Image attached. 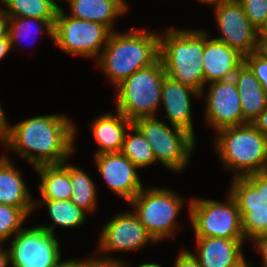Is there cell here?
Wrapping results in <instances>:
<instances>
[{
  "label": "cell",
  "instance_id": "obj_18",
  "mask_svg": "<svg viewBox=\"0 0 267 267\" xmlns=\"http://www.w3.org/2000/svg\"><path fill=\"white\" fill-rule=\"evenodd\" d=\"M195 240L197 253L193 255L201 267H231L244 257L242 248L246 239L196 237Z\"/></svg>",
  "mask_w": 267,
  "mask_h": 267
},
{
  "label": "cell",
  "instance_id": "obj_30",
  "mask_svg": "<svg viewBox=\"0 0 267 267\" xmlns=\"http://www.w3.org/2000/svg\"><path fill=\"white\" fill-rule=\"evenodd\" d=\"M249 21L259 32H267V0H238Z\"/></svg>",
  "mask_w": 267,
  "mask_h": 267
},
{
  "label": "cell",
  "instance_id": "obj_42",
  "mask_svg": "<svg viewBox=\"0 0 267 267\" xmlns=\"http://www.w3.org/2000/svg\"><path fill=\"white\" fill-rule=\"evenodd\" d=\"M244 256L240 261H238L236 264L232 265L231 267H252V262H248ZM247 261V262H246Z\"/></svg>",
  "mask_w": 267,
  "mask_h": 267
},
{
  "label": "cell",
  "instance_id": "obj_13",
  "mask_svg": "<svg viewBox=\"0 0 267 267\" xmlns=\"http://www.w3.org/2000/svg\"><path fill=\"white\" fill-rule=\"evenodd\" d=\"M213 8L215 23L221 32V36L214 39L243 56L255 51L259 31L249 21L242 4L238 0H225Z\"/></svg>",
  "mask_w": 267,
  "mask_h": 267
},
{
  "label": "cell",
  "instance_id": "obj_19",
  "mask_svg": "<svg viewBox=\"0 0 267 267\" xmlns=\"http://www.w3.org/2000/svg\"><path fill=\"white\" fill-rule=\"evenodd\" d=\"M34 201L21 175L8 157L1 154L0 157V204L21 208L27 215L34 209Z\"/></svg>",
  "mask_w": 267,
  "mask_h": 267
},
{
  "label": "cell",
  "instance_id": "obj_31",
  "mask_svg": "<svg viewBox=\"0 0 267 267\" xmlns=\"http://www.w3.org/2000/svg\"><path fill=\"white\" fill-rule=\"evenodd\" d=\"M243 63L255 75L267 94V59L253 51L251 54L243 56Z\"/></svg>",
  "mask_w": 267,
  "mask_h": 267
},
{
  "label": "cell",
  "instance_id": "obj_20",
  "mask_svg": "<svg viewBox=\"0 0 267 267\" xmlns=\"http://www.w3.org/2000/svg\"><path fill=\"white\" fill-rule=\"evenodd\" d=\"M90 125L93 138L98 145V151L94 155H99L121 151L125 134L132 126V121L116 111L114 114H100Z\"/></svg>",
  "mask_w": 267,
  "mask_h": 267
},
{
  "label": "cell",
  "instance_id": "obj_24",
  "mask_svg": "<svg viewBox=\"0 0 267 267\" xmlns=\"http://www.w3.org/2000/svg\"><path fill=\"white\" fill-rule=\"evenodd\" d=\"M46 206L53 224L39 225L48 232L56 234L54 229L58 225L63 228H75L83 225L86 221L87 212L79 208L71 200L38 199L34 206Z\"/></svg>",
  "mask_w": 267,
  "mask_h": 267
},
{
  "label": "cell",
  "instance_id": "obj_17",
  "mask_svg": "<svg viewBox=\"0 0 267 267\" xmlns=\"http://www.w3.org/2000/svg\"><path fill=\"white\" fill-rule=\"evenodd\" d=\"M208 34L204 31V84L232 79L243 64V55L221 41L209 39Z\"/></svg>",
  "mask_w": 267,
  "mask_h": 267
},
{
  "label": "cell",
  "instance_id": "obj_36",
  "mask_svg": "<svg viewBox=\"0 0 267 267\" xmlns=\"http://www.w3.org/2000/svg\"><path fill=\"white\" fill-rule=\"evenodd\" d=\"M267 137V108H265L251 123Z\"/></svg>",
  "mask_w": 267,
  "mask_h": 267
},
{
  "label": "cell",
  "instance_id": "obj_29",
  "mask_svg": "<svg viewBox=\"0 0 267 267\" xmlns=\"http://www.w3.org/2000/svg\"><path fill=\"white\" fill-rule=\"evenodd\" d=\"M28 215L19 207L0 204V244L12 238L19 230Z\"/></svg>",
  "mask_w": 267,
  "mask_h": 267
},
{
  "label": "cell",
  "instance_id": "obj_26",
  "mask_svg": "<svg viewBox=\"0 0 267 267\" xmlns=\"http://www.w3.org/2000/svg\"><path fill=\"white\" fill-rule=\"evenodd\" d=\"M71 201L84 211L91 212L97 206L96 184L83 169L70 164Z\"/></svg>",
  "mask_w": 267,
  "mask_h": 267
},
{
  "label": "cell",
  "instance_id": "obj_28",
  "mask_svg": "<svg viewBox=\"0 0 267 267\" xmlns=\"http://www.w3.org/2000/svg\"><path fill=\"white\" fill-rule=\"evenodd\" d=\"M54 25L55 21H46L31 17H10L8 37L12 50L16 48L15 45H18L21 40L27 39L29 35L31 37L32 31L38 34L46 32L54 40ZM36 27H38L37 30Z\"/></svg>",
  "mask_w": 267,
  "mask_h": 267
},
{
  "label": "cell",
  "instance_id": "obj_41",
  "mask_svg": "<svg viewBox=\"0 0 267 267\" xmlns=\"http://www.w3.org/2000/svg\"><path fill=\"white\" fill-rule=\"evenodd\" d=\"M12 50L9 37L0 40V61Z\"/></svg>",
  "mask_w": 267,
  "mask_h": 267
},
{
  "label": "cell",
  "instance_id": "obj_25",
  "mask_svg": "<svg viewBox=\"0 0 267 267\" xmlns=\"http://www.w3.org/2000/svg\"><path fill=\"white\" fill-rule=\"evenodd\" d=\"M1 9L9 17H31L56 21L60 5L58 0H0Z\"/></svg>",
  "mask_w": 267,
  "mask_h": 267
},
{
  "label": "cell",
  "instance_id": "obj_32",
  "mask_svg": "<svg viewBox=\"0 0 267 267\" xmlns=\"http://www.w3.org/2000/svg\"><path fill=\"white\" fill-rule=\"evenodd\" d=\"M122 260L106 259L100 256L86 258V267H130V263H126Z\"/></svg>",
  "mask_w": 267,
  "mask_h": 267
},
{
  "label": "cell",
  "instance_id": "obj_23",
  "mask_svg": "<svg viewBox=\"0 0 267 267\" xmlns=\"http://www.w3.org/2000/svg\"><path fill=\"white\" fill-rule=\"evenodd\" d=\"M67 160L59 165H42L35 168L39 175L38 188L42 199L70 200V164Z\"/></svg>",
  "mask_w": 267,
  "mask_h": 267
},
{
  "label": "cell",
  "instance_id": "obj_6",
  "mask_svg": "<svg viewBox=\"0 0 267 267\" xmlns=\"http://www.w3.org/2000/svg\"><path fill=\"white\" fill-rule=\"evenodd\" d=\"M185 201L169 188H143L128 204L134 214L158 243L166 238H175L180 214Z\"/></svg>",
  "mask_w": 267,
  "mask_h": 267
},
{
  "label": "cell",
  "instance_id": "obj_37",
  "mask_svg": "<svg viewBox=\"0 0 267 267\" xmlns=\"http://www.w3.org/2000/svg\"><path fill=\"white\" fill-rule=\"evenodd\" d=\"M255 52L267 59V32H259Z\"/></svg>",
  "mask_w": 267,
  "mask_h": 267
},
{
  "label": "cell",
  "instance_id": "obj_8",
  "mask_svg": "<svg viewBox=\"0 0 267 267\" xmlns=\"http://www.w3.org/2000/svg\"><path fill=\"white\" fill-rule=\"evenodd\" d=\"M225 202L192 198L189 201V220L195 237L245 239L242 218L237 202L229 193Z\"/></svg>",
  "mask_w": 267,
  "mask_h": 267
},
{
  "label": "cell",
  "instance_id": "obj_44",
  "mask_svg": "<svg viewBox=\"0 0 267 267\" xmlns=\"http://www.w3.org/2000/svg\"><path fill=\"white\" fill-rule=\"evenodd\" d=\"M137 267H162L161 264L159 263H143V264H140L139 266Z\"/></svg>",
  "mask_w": 267,
  "mask_h": 267
},
{
  "label": "cell",
  "instance_id": "obj_22",
  "mask_svg": "<svg viewBox=\"0 0 267 267\" xmlns=\"http://www.w3.org/2000/svg\"><path fill=\"white\" fill-rule=\"evenodd\" d=\"M233 79L240 95L243 124L252 123L267 108V94L255 75L244 63L237 69Z\"/></svg>",
  "mask_w": 267,
  "mask_h": 267
},
{
  "label": "cell",
  "instance_id": "obj_35",
  "mask_svg": "<svg viewBox=\"0 0 267 267\" xmlns=\"http://www.w3.org/2000/svg\"><path fill=\"white\" fill-rule=\"evenodd\" d=\"M8 123L4 109L0 104V144H2L9 135L11 126Z\"/></svg>",
  "mask_w": 267,
  "mask_h": 267
},
{
  "label": "cell",
  "instance_id": "obj_4",
  "mask_svg": "<svg viewBox=\"0 0 267 267\" xmlns=\"http://www.w3.org/2000/svg\"><path fill=\"white\" fill-rule=\"evenodd\" d=\"M215 132L214 148L233 178L267 171V137L251 123Z\"/></svg>",
  "mask_w": 267,
  "mask_h": 267
},
{
  "label": "cell",
  "instance_id": "obj_5",
  "mask_svg": "<svg viewBox=\"0 0 267 267\" xmlns=\"http://www.w3.org/2000/svg\"><path fill=\"white\" fill-rule=\"evenodd\" d=\"M166 76L159 58L154 64L142 68L116 87V110L132 122L141 117L156 116L161 103L162 85Z\"/></svg>",
  "mask_w": 267,
  "mask_h": 267
},
{
  "label": "cell",
  "instance_id": "obj_12",
  "mask_svg": "<svg viewBox=\"0 0 267 267\" xmlns=\"http://www.w3.org/2000/svg\"><path fill=\"white\" fill-rule=\"evenodd\" d=\"M152 242L157 244L134 212L128 210L116 214L103 226L95 253H100L98 256L102 258L119 260L106 253L141 250Z\"/></svg>",
  "mask_w": 267,
  "mask_h": 267
},
{
  "label": "cell",
  "instance_id": "obj_15",
  "mask_svg": "<svg viewBox=\"0 0 267 267\" xmlns=\"http://www.w3.org/2000/svg\"><path fill=\"white\" fill-rule=\"evenodd\" d=\"M93 159L106 185L128 203L145 187L139 169L121 152L94 155Z\"/></svg>",
  "mask_w": 267,
  "mask_h": 267
},
{
  "label": "cell",
  "instance_id": "obj_9",
  "mask_svg": "<svg viewBox=\"0 0 267 267\" xmlns=\"http://www.w3.org/2000/svg\"><path fill=\"white\" fill-rule=\"evenodd\" d=\"M112 31L97 22L67 15L60 7L54 25V43L67 54L97 60Z\"/></svg>",
  "mask_w": 267,
  "mask_h": 267
},
{
  "label": "cell",
  "instance_id": "obj_39",
  "mask_svg": "<svg viewBox=\"0 0 267 267\" xmlns=\"http://www.w3.org/2000/svg\"><path fill=\"white\" fill-rule=\"evenodd\" d=\"M56 267H86V258L85 259H68L66 261L59 260Z\"/></svg>",
  "mask_w": 267,
  "mask_h": 267
},
{
  "label": "cell",
  "instance_id": "obj_10",
  "mask_svg": "<svg viewBox=\"0 0 267 267\" xmlns=\"http://www.w3.org/2000/svg\"><path fill=\"white\" fill-rule=\"evenodd\" d=\"M231 181L228 190L237 202L245 239L267 234V171Z\"/></svg>",
  "mask_w": 267,
  "mask_h": 267
},
{
  "label": "cell",
  "instance_id": "obj_16",
  "mask_svg": "<svg viewBox=\"0 0 267 267\" xmlns=\"http://www.w3.org/2000/svg\"><path fill=\"white\" fill-rule=\"evenodd\" d=\"M201 97V93L193 87L165 76L162 85L161 103L165 109V119L170 125L185 129L195 137L192 120L191 97Z\"/></svg>",
  "mask_w": 267,
  "mask_h": 267
},
{
  "label": "cell",
  "instance_id": "obj_40",
  "mask_svg": "<svg viewBox=\"0 0 267 267\" xmlns=\"http://www.w3.org/2000/svg\"><path fill=\"white\" fill-rule=\"evenodd\" d=\"M10 257L8 248L5 249L4 244H0V267H10Z\"/></svg>",
  "mask_w": 267,
  "mask_h": 267
},
{
  "label": "cell",
  "instance_id": "obj_2",
  "mask_svg": "<svg viewBox=\"0 0 267 267\" xmlns=\"http://www.w3.org/2000/svg\"><path fill=\"white\" fill-rule=\"evenodd\" d=\"M160 33L132 27L127 33L113 31L95 61L116 87L121 81L159 59Z\"/></svg>",
  "mask_w": 267,
  "mask_h": 267
},
{
  "label": "cell",
  "instance_id": "obj_43",
  "mask_svg": "<svg viewBox=\"0 0 267 267\" xmlns=\"http://www.w3.org/2000/svg\"><path fill=\"white\" fill-rule=\"evenodd\" d=\"M197 1H199V2H201V3H205V4H210V5H213V7L214 6H216L217 4H219L220 2H222V1H225V0H197Z\"/></svg>",
  "mask_w": 267,
  "mask_h": 267
},
{
  "label": "cell",
  "instance_id": "obj_34",
  "mask_svg": "<svg viewBox=\"0 0 267 267\" xmlns=\"http://www.w3.org/2000/svg\"><path fill=\"white\" fill-rule=\"evenodd\" d=\"M252 242L261 254L262 266L267 267V234L255 237Z\"/></svg>",
  "mask_w": 267,
  "mask_h": 267
},
{
  "label": "cell",
  "instance_id": "obj_3",
  "mask_svg": "<svg viewBox=\"0 0 267 267\" xmlns=\"http://www.w3.org/2000/svg\"><path fill=\"white\" fill-rule=\"evenodd\" d=\"M204 30L165 28L160 32V53L165 73L171 79L205 94Z\"/></svg>",
  "mask_w": 267,
  "mask_h": 267
},
{
  "label": "cell",
  "instance_id": "obj_38",
  "mask_svg": "<svg viewBox=\"0 0 267 267\" xmlns=\"http://www.w3.org/2000/svg\"><path fill=\"white\" fill-rule=\"evenodd\" d=\"M9 23L10 17L0 7V40L8 37Z\"/></svg>",
  "mask_w": 267,
  "mask_h": 267
},
{
  "label": "cell",
  "instance_id": "obj_33",
  "mask_svg": "<svg viewBox=\"0 0 267 267\" xmlns=\"http://www.w3.org/2000/svg\"><path fill=\"white\" fill-rule=\"evenodd\" d=\"M174 267H201L198 259L191 251L181 249L175 260Z\"/></svg>",
  "mask_w": 267,
  "mask_h": 267
},
{
  "label": "cell",
  "instance_id": "obj_27",
  "mask_svg": "<svg viewBox=\"0 0 267 267\" xmlns=\"http://www.w3.org/2000/svg\"><path fill=\"white\" fill-rule=\"evenodd\" d=\"M131 132L133 134H130ZM120 152L138 169L149 167L156 162L150 144L134 125L127 130Z\"/></svg>",
  "mask_w": 267,
  "mask_h": 267
},
{
  "label": "cell",
  "instance_id": "obj_14",
  "mask_svg": "<svg viewBox=\"0 0 267 267\" xmlns=\"http://www.w3.org/2000/svg\"><path fill=\"white\" fill-rule=\"evenodd\" d=\"M205 98V121L214 130L243 125L240 95L235 80L208 84Z\"/></svg>",
  "mask_w": 267,
  "mask_h": 267
},
{
  "label": "cell",
  "instance_id": "obj_21",
  "mask_svg": "<svg viewBox=\"0 0 267 267\" xmlns=\"http://www.w3.org/2000/svg\"><path fill=\"white\" fill-rule=\"evenodd\" d=\"M65 1V0H63ZM70 15L76 19L97 22L107 26L112 32L115 19L125 14L129 5L125 0H66Z\"/></svg>",
  "mask_w": 267,
  "mask_h": 267
},
{
  "label": "cell",
  "instance_id": "obj_11",
  "mask_svg": "<svg viewBox=\"0 0 267 267\" xmlns=\"http://www.w3.org/2000/svg\"><path fill=\"white\" fill-rule=\"evenodd\" d=\"M56 236L38 225L19 230L8 247L11 267H56L62 259Z\"/></svg>",
  "mask_w": 267,
  "mask_h": 267
},
{
  "label": "cell",
  "instance_id": "obj_7",
  "mask_svg": "<svg viewBox=\"0 0 267 267\" xmlns=\"http://www.w3.org/2000/svg\"><path fill=\"white\" fill-rule=\"evenodd\" d=\"M167 124L157 116L141 117L132 122L150 144L156 162L175 173L181 172L190 163L196 137L185 129Z\"/></svg>",
  "mask_w": 267,
  "mask_h": 267
},
{
  "label": "cell",
  "instance_id": "obj_1",
  "mask_svg": "<svg viewBox=\"0 0 267 267\" xmlns=\"http://www.w3.org/2000/svg\"><path fill=\"white\" fill-rule=\"evenodd\" d=\"M64 114L24 119L10 128L1 144L24 158L34 168L59 165L74 153L77 127Z\"/></svg>",
  "mask_w": 267,
  "mask_h": 267
}]
</instances>
